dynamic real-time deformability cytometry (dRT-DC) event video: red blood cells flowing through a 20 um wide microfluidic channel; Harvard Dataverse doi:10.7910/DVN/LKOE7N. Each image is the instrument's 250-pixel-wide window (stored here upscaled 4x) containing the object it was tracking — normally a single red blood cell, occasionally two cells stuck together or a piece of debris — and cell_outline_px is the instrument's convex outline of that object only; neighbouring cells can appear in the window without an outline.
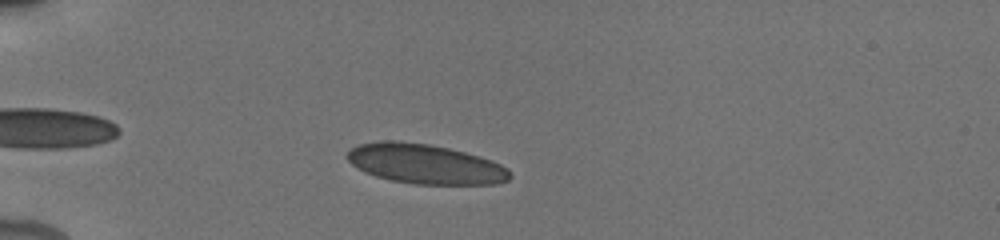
{"species": "human", "species_latin": "Homo sapiens", "temperature_condition": "cold", "stored_images_in_passage": 29, "camera_frame_rate_fps": 3000, "um_per_image_px": 0.085, "donor": {"sex": "male"}, "frame": {"image": 1, "passage_image": 3, "time_ms": 1.333, "image_size_px": [1000, 240], "cell_outline_px": [[512, 176], [508, 180], [496, 184], [416, 184], [392, 180], [376, 176], [352, 164], [344, 156], [352, 148], [360, 144], [380, 140], [396, 140], [428, 144], [448, 148], [480, 156], [492, 160], [508, 168]], "centroid_in_image_um": [36.17, 13.93], "position_along_channel_um": 48.8, "area_um2": 37.51}}
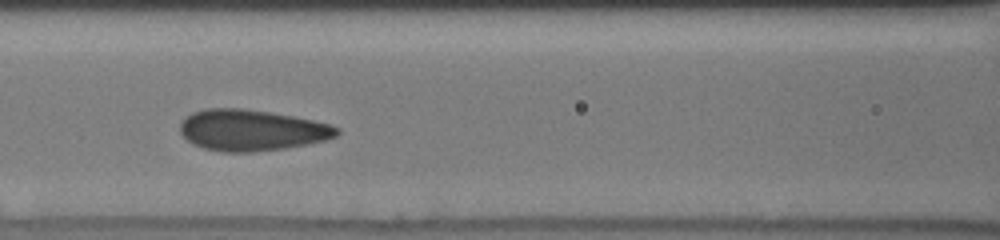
{"frame": {"image": 2, "passage_image": 9, "time_ms": 4.667, "image_size_px": [1000, 240], "cell_outline_px": [[340, 132], [336, 136], [324, 140], [308, 144], [284, 148], [252, 152], [224, 152], [204, 148], [188, 140], [180, 132], [180, 124], [192, 112], [208, 108], [240, 108], [268, 112], [292, 116], [312, 120], [328, 124], [340, 128]], "centroid_in_image_um": [21.4, 11.07], "position_along_channel_um": 145.2, "area_um2": 37.17}}
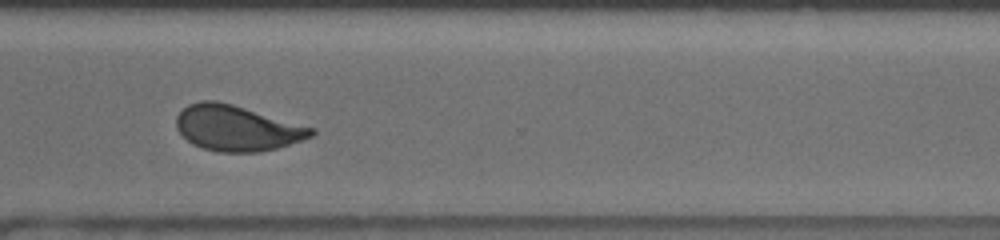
{"frame": {"image": 3, "passage_image": 20, "time_ms": 10.0, "image_size_px": [1000, 240], "cell_outline_px": [[316, 132], [312, 136], [276, 148], [260, 152], [220, 152], [204, 148], [192, 144], [176, 128], [176, 116], [188, 104], [200, 100], [216, 100], [232, 104], [316, 128]], "centroid_in_image_um": [20.13, 10.88], "position_along_channel_um": 350.5, "area_um2": 35.66}, "authors_computed_cell_mechanics": {"area_um2": 36.1828, "velocity_mm_per_s": 3.8602, "shape_relaxation_time_tau1_ms": 4.69, "shape_relaxation_time_tau2_ms": 0.6917, "deformation_change_tau1": 0.1363, "deformation_change_tau2": 0.0417}}